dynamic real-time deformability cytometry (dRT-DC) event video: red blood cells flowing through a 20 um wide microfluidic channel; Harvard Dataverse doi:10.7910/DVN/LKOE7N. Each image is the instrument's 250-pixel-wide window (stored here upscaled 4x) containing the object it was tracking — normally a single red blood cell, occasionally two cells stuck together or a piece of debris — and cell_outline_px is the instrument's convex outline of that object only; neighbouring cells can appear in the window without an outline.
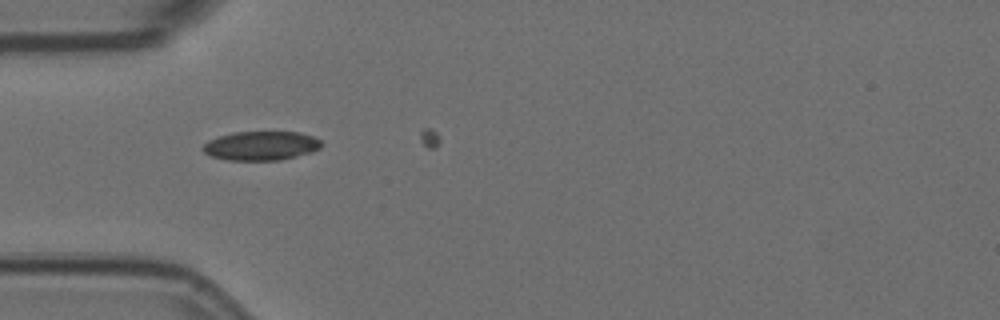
{"species": "Egyptian fruit bat (a non-hibernating species)", "species_latin": "Rousettus aegyptiacus", "temperature_condition": "room temperature", "stored_images_in_passage": 4, "camera_frame_rate_fps": 3000, "um_per_image_px": 0.085, "animal": {"sex": "female"}, "frame": {"image": 1, "passage_image": 3, "time_ms": 0.667, "image_size_px": [1000, 320], "cell_outline_px": [[324, 144], [320, 148], [312, 152], [280, 160], [228, 160], [212, 156], [204, 152], [200, 148], [208, 140], [232, 132], [300, 132], [312, 136], [320, 140]], "centroid_in_image_um": [22.2, 12.38], "position_along_channel_um": 62.8, "area_um2": 20.11}}